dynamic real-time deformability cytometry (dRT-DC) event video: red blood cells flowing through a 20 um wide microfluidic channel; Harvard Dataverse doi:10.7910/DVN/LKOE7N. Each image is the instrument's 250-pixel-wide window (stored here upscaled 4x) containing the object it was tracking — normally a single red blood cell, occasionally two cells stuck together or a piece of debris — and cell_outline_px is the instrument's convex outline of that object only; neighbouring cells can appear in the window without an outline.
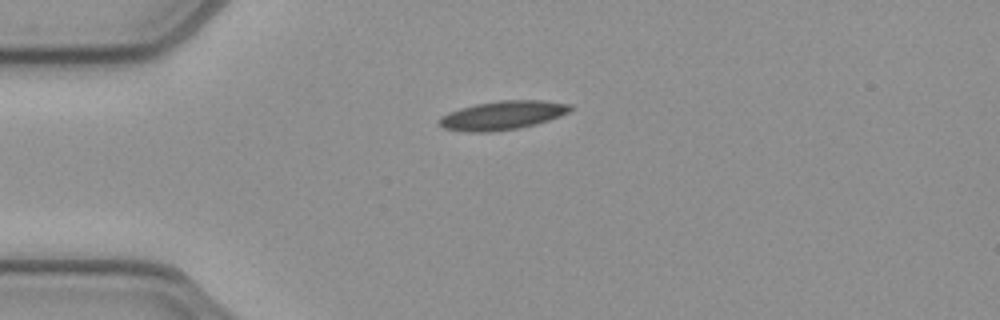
{"species": "common noctule bat (a hibernating species)", "species_latin": "Nyctalus noctula", "temperature_condition": "cold", "stored_images_in_passage": 40, "camera_frame_rate_fps": 3000, "um_per_image_px": 0.085, "animal": {"sex": "female", "body_mass_g": 21.9}, "frame": {"image": 1, "passage_image": 1, "time_ms": 0.0, "image_size_px": [1000, 320], "cell_outline_px": [[576, 108], [560, 116], [536, 124], [516, 128], [492, 132], [464, 132], [444, 128], [436, 124], [436, 120], [440, 116], [448, 112], [460, 108], [476, 104], [500, 100], [544, 100], [572, 104]], "centroid_in_image_um": [42.69, 9.8], "position_along_channel_um": 42.3, "area_um2": 22.31}}
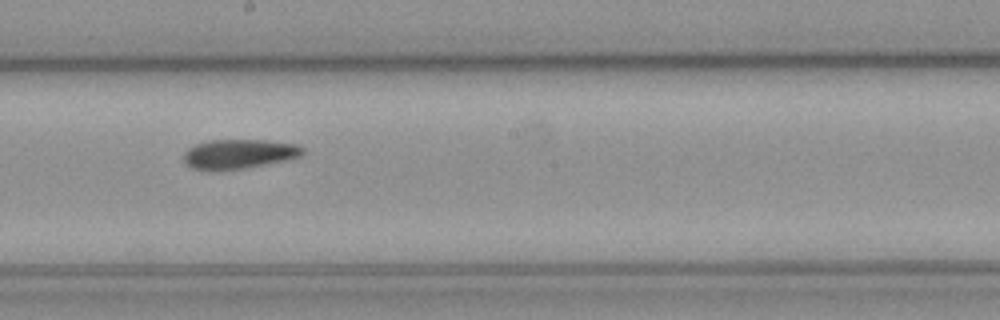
{"frame": {"image": 2, "passage_image": 17, "time_ms": 5.333, "image_size_px": [1000, 320], "cell_outline_px": [[304, 152], [300, 156], [284, 160], [244, 168], [208, 172], [192, 168], [184, 164], [184, 152], [188, 148], [196, 144], [208, 140], [264, 140], [296, 144], [304, 148]], "centroid_in_image_um": [20.24, 13.1], "position_along_channel_um": 228.0, "area_um2": 20.58}}
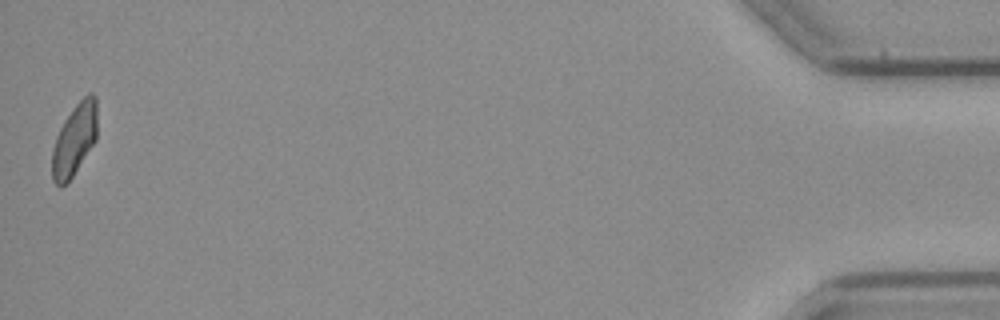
{"frame": {"image": 3, "passage_image": 40, "time_ms": 13.0, "image_size_px": [1000, 320], "cell_outline_px": [[96, 140], [72, 176], [60, 188], [52, 180], [52, 148], [56, 136], [64, 120], [76, 104], [88, 92], [92, 92], [96, 96]], "centroid_in_image_um": [6.32, 11.85], "position_along_channel_um": 428.9, "area_um2": 18.73}, "authors_computed_cell_mechanics": {"area_um2": 20.6057, "velocity_mm_per_s": 3.9134, "shape_relaxation_time_tau1_ms": 5.3526, "shape_relaxation_time_tau2_ms": 6.5628, "deformation_change_tau1": 0.1326, "deformation_change_tau2": 0.1428}}